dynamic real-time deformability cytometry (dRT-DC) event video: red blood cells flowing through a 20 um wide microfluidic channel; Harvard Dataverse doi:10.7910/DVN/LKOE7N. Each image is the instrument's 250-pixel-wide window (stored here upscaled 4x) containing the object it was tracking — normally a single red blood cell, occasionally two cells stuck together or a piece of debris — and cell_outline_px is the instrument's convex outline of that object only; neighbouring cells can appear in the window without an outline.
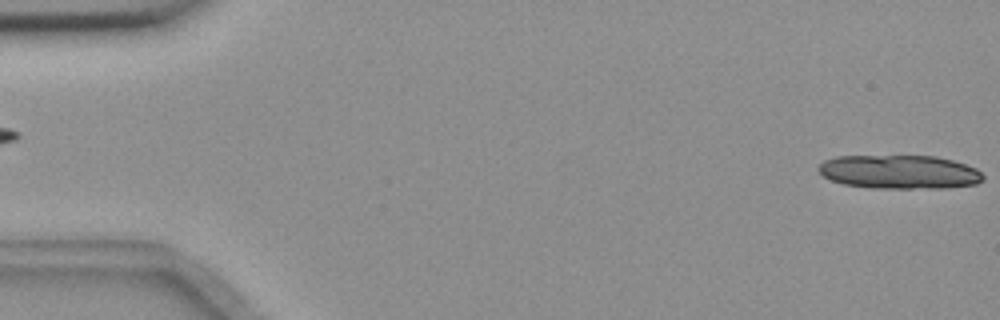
{"species": "common noctule bat (a hibernating species)", "species_latin": "Nyctalus noctula", "temperature_condition": "room temperature", "stored_images_in_passage": 5, "camera_frame_rate_fps": 3000, "um_per_image_px": 0.085, "animal": {"sex": "female", "body_mass_g": 18.4}, "frame": {"image": 1, "passage_image": 5, "time_ms": 1.333, "image_size_px": [1000, 320], "cell_outline_px": [[984, 180], [976, 184], [944, 188], [872, 188], [844, 184], [832, 180], [824, 176], [816, 168], [824, 160], [836, 156], [936, 156], [952, 160], [976, 168], [984, 176]], "centroid_in_image_um": [76.45, 14.61], "position_along_channel_um": 8.5, "area_um2": 32.43}}